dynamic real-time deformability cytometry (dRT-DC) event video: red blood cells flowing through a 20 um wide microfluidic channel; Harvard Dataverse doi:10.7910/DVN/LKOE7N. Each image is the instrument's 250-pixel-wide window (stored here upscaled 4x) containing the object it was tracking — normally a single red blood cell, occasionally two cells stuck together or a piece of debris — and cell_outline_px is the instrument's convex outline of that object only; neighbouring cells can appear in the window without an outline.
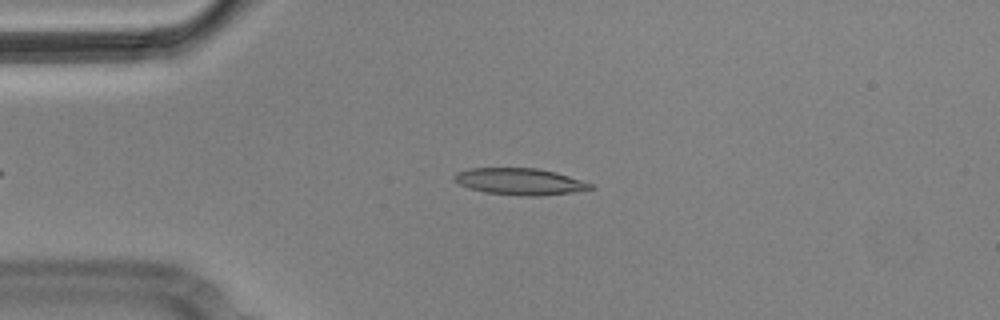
{"species": "Egyptian fruit bat (a non-hibernating species)", "species_latin": "Rousettus aegyptiacus", "temperature_condition": "cold", "stored_images_in_passage": 4, "camera_frame_rate_fps": 3000, "um_per_image_px": 0.085, "animal": {"sex": "male"}, "frame": {"image": 1, "passage_image": 4, "time_ms": 1.0, "image_size_px": [1000, 320], "cell_outline_px": [[592, 188], [572, 192], [536, 196], [520, 196], [484, 192], [460, 184], [452, 180], [452, 176], [456, 172], [468, 168], [536, 168], [556, 172], [592, 184]], "centroid_in_image_um": [44.11, 15.42], "position_along_channel_um": 40.9, "area_um2": 20.98}}